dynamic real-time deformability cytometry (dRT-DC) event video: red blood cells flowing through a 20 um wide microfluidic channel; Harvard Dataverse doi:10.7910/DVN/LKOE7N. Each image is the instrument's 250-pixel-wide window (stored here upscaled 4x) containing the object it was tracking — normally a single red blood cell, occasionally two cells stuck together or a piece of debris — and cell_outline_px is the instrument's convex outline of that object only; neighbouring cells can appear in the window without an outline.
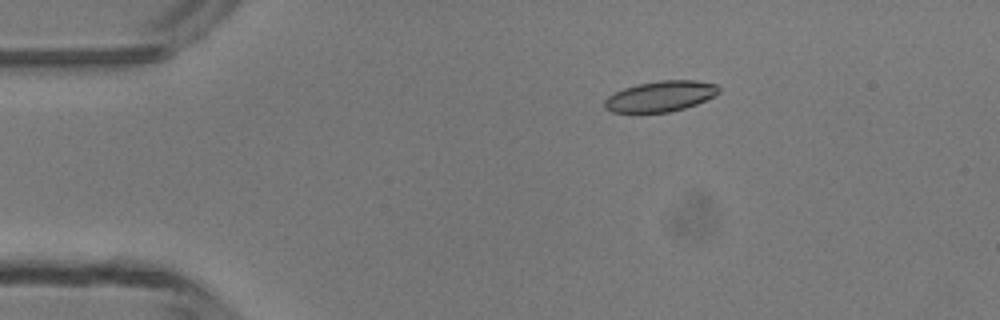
{"species": "common noctule bat (a hibernating species)", "species_latin": "Nyctalus noctula", "temperature_condition": "room temperature", "stored_images_in_passage": 5, "camera_frame_rate_fps": 3000, "um_per_image_px": 0.085, "animal": {"sex": "male", "body_mass_g": 13.3}, "frame": {"image": 1, "passage_image": 3, "time_ms": 2.333, "image_size_px": [1000, 320], "cell_outline_px": [[720, 92], [696, 104], [684, 108], [668, 112], [612, 112], [604, 108], [604, 100], [608, 96], [624, 88], [636, 84], [660, 80], [696, 80], [716, 84], [720, 88]], "centroid_in_image_um": [56.13, 8.17], "position_along_channel_um": 28.9, "area_um2": 20.29}}
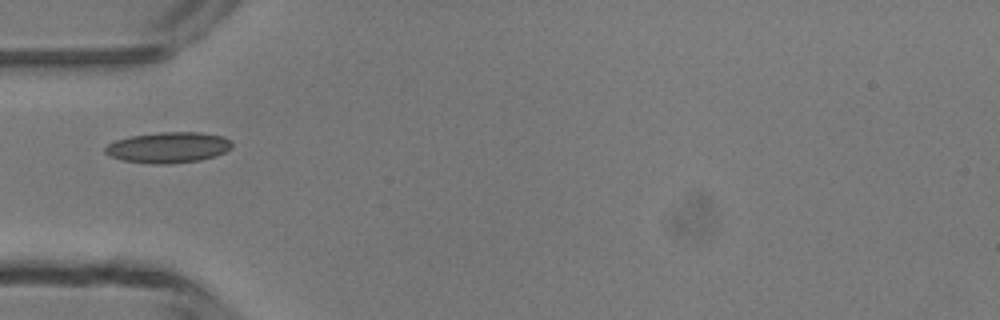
{"frame": {"image": 2, "passage_image": 5, "time_ms": 4.667, "image_size_px": [1000, 320], "cell_outline_px": [[232, 148], [216, 156], [200, 160], [168, 164], [152, 164], [120, 160], [104, 152], [104, 148], [108, 144], [116, 140], [132, 136], [160, 132], [200, 132], [224, 136], [232, 140]], "centroid_in_image_um": [14.34, 12.53], "position_along_channel_um": 70.7, "area_um2": 22.89}}